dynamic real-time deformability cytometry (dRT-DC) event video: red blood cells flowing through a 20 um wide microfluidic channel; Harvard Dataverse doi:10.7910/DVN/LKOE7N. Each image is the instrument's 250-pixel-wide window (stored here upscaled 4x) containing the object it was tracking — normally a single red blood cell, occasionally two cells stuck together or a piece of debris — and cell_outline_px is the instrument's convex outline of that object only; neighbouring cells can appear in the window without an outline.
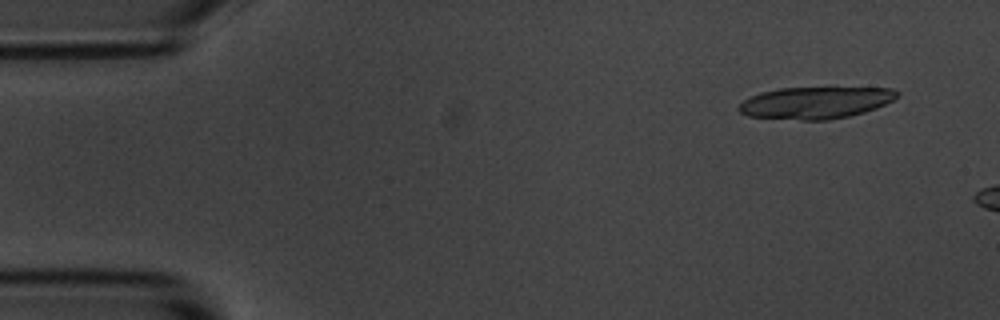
{"species": "common noctule bat (a hibernating species)", "species_latin": "Nyctalus noctula", "temperature_condition": "room temperature", "stored_images_in_passage": 3, "camera_frame_rate_fps": 3000, "um_per_image_px": 0.085, "animal": {"sex": "male", "body_mass_g": 20.1, "forearm_length_mm": 53.5}, "frame": {"image": 1, "passage_image": 1, "time_ms": 0.0, "image_size_px": [1000, 320], "cell_outline_px": [[900, 96], [876, 108], [864, 112], [848, 116], [828, 120], [800, 120], [748, 116], [740, 112], [740, 104], [744, 100], [760, 92], [780, 88], [832, 84], [892, 88], [900, 92]], "centroid_in_image_um": [69.43, 8.66], "position_along_channel_um": 15.6, "area_um2": 30.81}}